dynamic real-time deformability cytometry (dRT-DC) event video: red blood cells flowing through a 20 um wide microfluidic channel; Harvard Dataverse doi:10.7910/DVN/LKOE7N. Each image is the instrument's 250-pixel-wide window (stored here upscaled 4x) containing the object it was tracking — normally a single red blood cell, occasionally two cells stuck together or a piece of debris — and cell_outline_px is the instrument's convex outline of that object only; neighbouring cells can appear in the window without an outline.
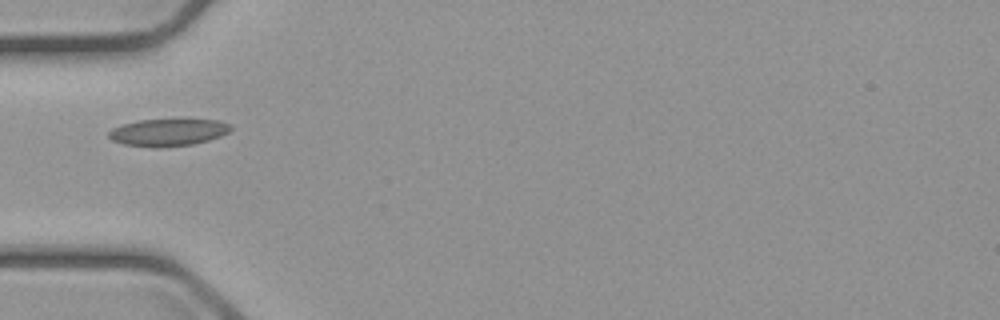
{"species": "common noctule bat (a hibernating species)", "species_latin": "Nyctalus noctula", "temperature_condition": "cold", "stored_images_in_passage": 2, "camera_frame_rate_fps": 3000, "um_per_image_px": 0.085, "animal": {"sex": "male", "body_mass_g": 23.1, "forearm_length_mm": 52.7}, "frame": {"image": 1, "passage_image": 2, "time_ms": 1.667, "image_size_px": [1000, 320], "cell_outline_px": [[232, 128], [228, 132], [220, 136], [208, 140], [192, 144], [156, 148], [152, 148], [124, 144], [112, 140], [108, 136], [108, 132], [112, 128], [124, 124], [140, 120], [184, 116], [220, 120], [232, 124]], "centroid_in_image_um": [14.35, 11.19], "position_along_channel_um": 70.6, "area_um2": 20.4}}